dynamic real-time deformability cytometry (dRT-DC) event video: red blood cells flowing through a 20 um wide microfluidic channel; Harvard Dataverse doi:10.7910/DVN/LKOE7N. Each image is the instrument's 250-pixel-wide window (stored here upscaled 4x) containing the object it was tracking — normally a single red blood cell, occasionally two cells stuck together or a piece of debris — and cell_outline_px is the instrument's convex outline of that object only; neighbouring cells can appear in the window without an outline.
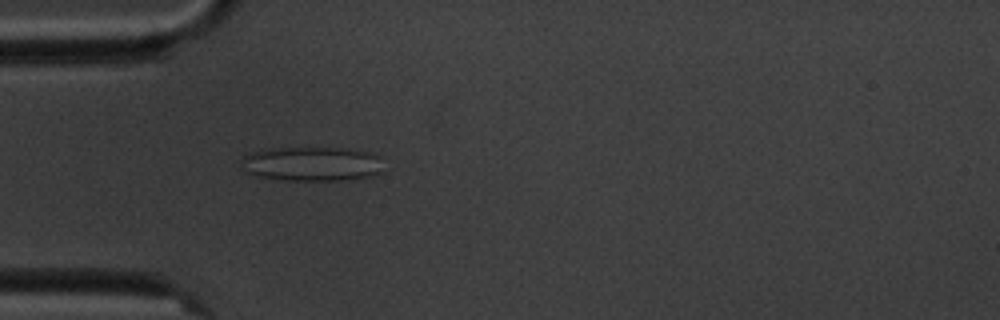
{"species": "common noctule bat (a hibernating species)", "species_latin": "Nyctalus noctula", "temperature_condition": "cold", "stored_images_in_passage": 5, "camera_frame_rate_fps": 3000, "um_per_image_px": 0.085, "animal": {"sex": "male", "body_mass_g": 20.1, "forearm_length_mm": 53.5}, "frame": {"image": 1, "passage_image": 5, "time_ms": 4.333, "image_size_px": [1000, 320], "cell_outline_px": [[384, 172], [372, 176], [340, 180], [284, 180], [260, 176], [244, 172], [240, 160], [248, 152], [260, 148], [340, 148], [376, 152], [384, 156]], "centroid_in_image_um": [26.58, 13.91], "position_along_channel_um": 58.4, "area_um2": 29.36}}